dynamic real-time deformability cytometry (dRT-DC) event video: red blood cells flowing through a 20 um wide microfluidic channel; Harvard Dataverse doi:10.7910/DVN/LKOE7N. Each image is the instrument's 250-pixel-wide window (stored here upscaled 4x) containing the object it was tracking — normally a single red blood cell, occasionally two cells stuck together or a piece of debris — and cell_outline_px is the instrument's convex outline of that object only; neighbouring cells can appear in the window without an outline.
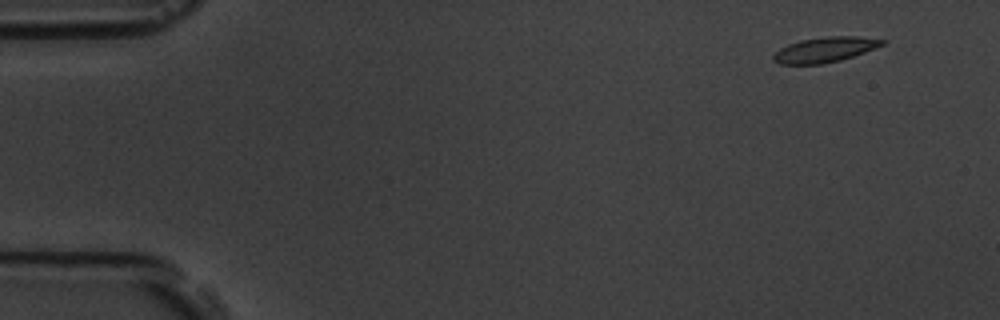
{"species": "common noctule bat (a hibernating species)", "species_latin": "Nyctalus noctula", "temperature_condition": "room temperature", "stored_images_in_passage": 7, "camera_frame_rate_fps": 3000, "um_per_image_px": 0.085, "animal": {"sex": "male", "body_mass_g": 19.5, "forearm_length_mm": 54.6}, "frame": {"image": 1, "passage_image": 1, "time_ms": 0.0, "image_size_px": [1000, 320], "cell_outline_px": [[888, 40], [884, 44], [864, 52], [840, 60], [820, 64], [780, 64], [772, 60], [772, 56], [780, 48], [788, 44], [800, 40], [828, 36], [856, 36]], "centroid_in_image_um": [70.1, 4.21], "position_along_channel_um": 14.9, "area_um2": 15.84}}
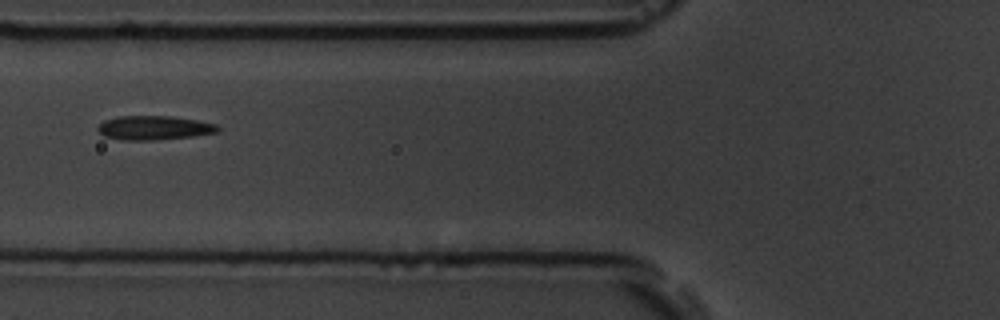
{"frame": {"image": 2, "passage_image": 6, "time_ms": 6.0, "image_size_px": [1000, 320], "cell_outline_px": [[220, 132], [196, 136], [156, 140], [120, 140], [104, 136], [96, 128], [104, 120], [120, 116], [172, 116], [196, 120], [216, 124], [220, 128]], "centroid_in_image_um": [13.12, 10.87], "position_along_channel_um": 112.7, "area_um2": 16.99}}
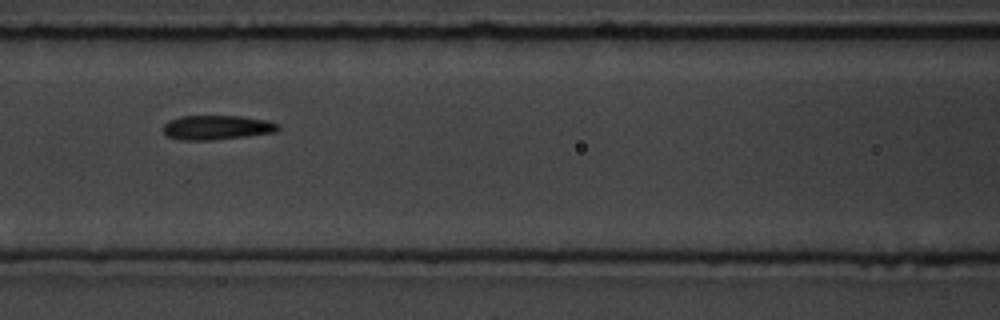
{"frame": {"image": 3, "passage_image": 7, "time_ms": 7.0, "image_size_px": [1000, 320], "cell_outline_px": [[280, 128], [276, 132], [248, 136], [212, 140], [180, 140], [168, 136], [164, 132], [164, 124], [168, 120], [180, 116], [240, 116], [268, 120], [280, 124]], "centroid_in_image_um": [18.46, 10.83], "position_along_channel_um": 148.1, "area_um2": 16.47}}